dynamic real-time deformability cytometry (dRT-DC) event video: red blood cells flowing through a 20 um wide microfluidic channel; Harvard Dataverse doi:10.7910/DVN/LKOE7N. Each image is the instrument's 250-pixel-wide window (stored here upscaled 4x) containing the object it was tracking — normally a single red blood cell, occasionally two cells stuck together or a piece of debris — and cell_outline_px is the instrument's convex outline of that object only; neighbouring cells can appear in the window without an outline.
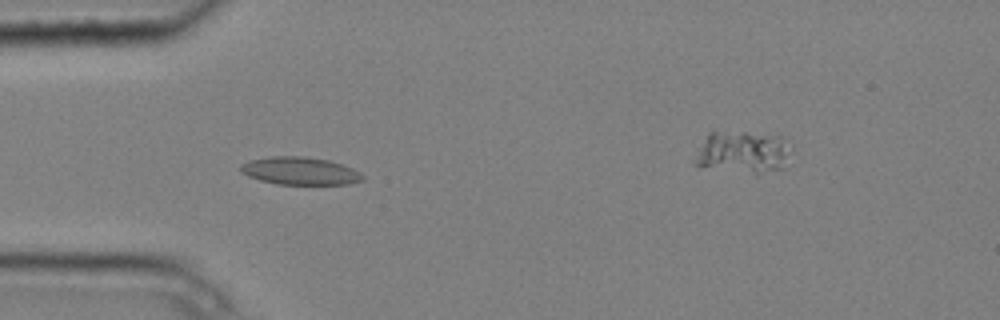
{"species": "common noctule bat (a hibernating species)", "species_latin": "Nyctalus noctula", "temperature_condition": "cold", "stored_images_in_passage": 4, "camera_frame_rate_fps": 3000, "um_per_image_px": 0.085, "animal": {"sex": "male", "body_mass_g": 20.4}, "frame": {"image": 1, "passage_image": 2, "time_ms": 0.333, "image_size_px": [1000, 320], "cell_outline_px": [[364, 180], [348, 184], [276, 184], [260, 180], [248, 176], [240, 172], [240, 164], [248, 160], [268, 156], [304, 156], [328, 160], [352, 168], [360, 172], [364, 176]], "centroid_in_image_um": [25.46, 14.52], "position_along_channel_um": 59.5, "area_um2": 19.83}}
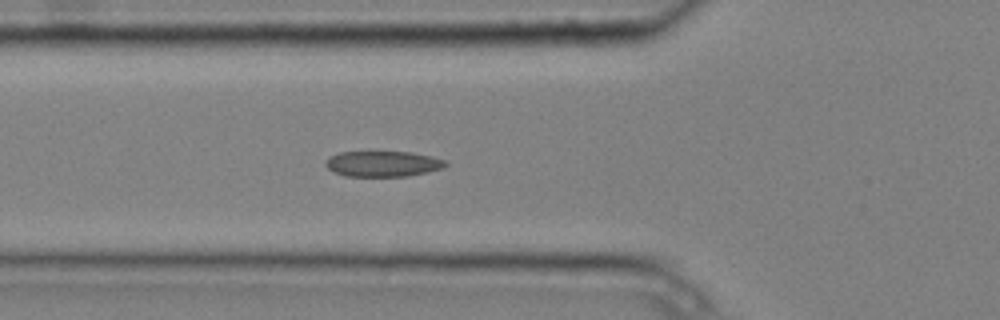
{"frame": {"image": 2, "passage_image": 3, "time_ms": 0.667, "image_size_px": [1000, 320], "cell_outline_px": [[448, 164], [444, 168], [408, 176], [344, 176], [328, 168], [324, 164], [328, 156], [340, 152], [412, 152], [432, 156], [444, 160]], "centroid_in_image_um": [32.54, 13.92], "position_along_channel_um": 93.3, "area_um2": 17.92}}